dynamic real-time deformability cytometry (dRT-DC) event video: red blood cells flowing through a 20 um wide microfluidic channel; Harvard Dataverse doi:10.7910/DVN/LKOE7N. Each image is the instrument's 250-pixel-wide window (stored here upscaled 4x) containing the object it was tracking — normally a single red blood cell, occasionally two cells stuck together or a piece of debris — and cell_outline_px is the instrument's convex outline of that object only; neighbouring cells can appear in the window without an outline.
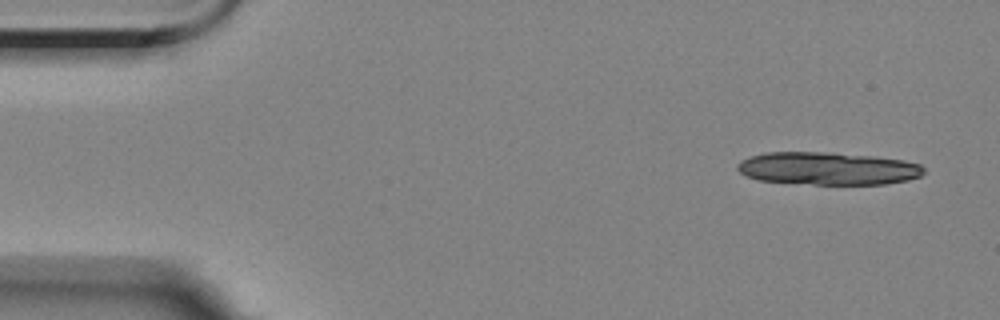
{"species": "Egyptian fruit bat (a non-hibernating species)", "species_latin": "Rousettus aegyptiacus", "temperature_condition": "room temperature", "stored_images_in_passage": 5, "camera_frame_rate_fps": 3000, "um_per_image_px": 0.085, "animal": {"sex": "female"}, "frame": {"image": 1, "passage_image": 1, "time_ms": 0.0, "image_size_px": [1000, 320], "cell_outline_px": [[924, 172], [920, 176], [908, 180], [884, 184], [812, 184], [760, 180], [748, 176], [740, 172], [736, 168], [736, 164], [740, 160], [748, 156], [764, 152], [828, 152], [872, 156], [904, 160], [920, 164], [924, 168]], "centroid_in_image_um": [70.34, 14.31], "position_along_channel_um": 14.7, "area_um2": 35.6}}
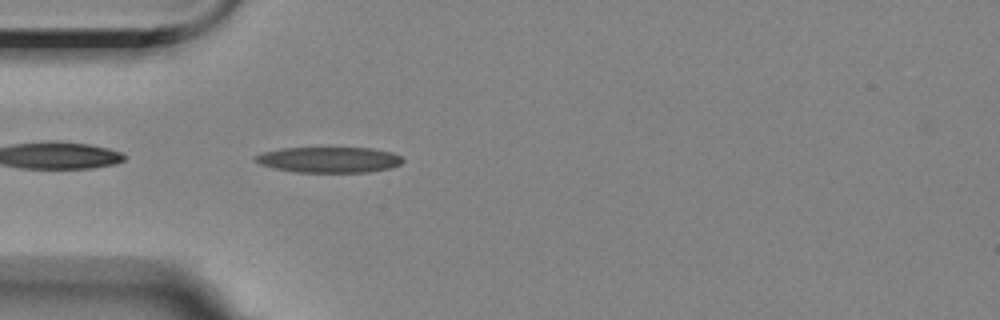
{"frame": {"image": 2, "passage_image": 5, "time_ms": 4.333, "image_size_px": [1000, 320], "cell_outline_px": [[404, 160], [400, 164], [392, 168], [368, 172], [296, 172], [272, 168], [260, 164], [252, 160], [252, 156], [264, 152], [280, 148], [372, 148], [392, 152], [400, 156]], "centroid_in_image_um": [27.94, 13.58], "position_along_channel_um": 57.1, "area_um2": 22.25}}